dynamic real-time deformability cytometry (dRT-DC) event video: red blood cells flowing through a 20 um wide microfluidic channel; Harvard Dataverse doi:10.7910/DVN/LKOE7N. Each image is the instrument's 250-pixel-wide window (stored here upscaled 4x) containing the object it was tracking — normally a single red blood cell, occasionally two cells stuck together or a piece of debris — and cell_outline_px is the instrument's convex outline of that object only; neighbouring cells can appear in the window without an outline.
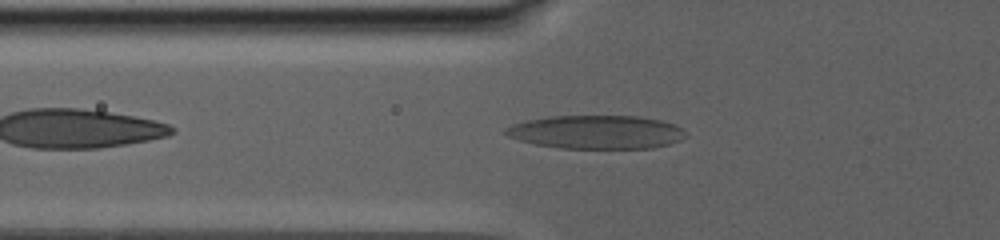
{"species": "human", "species_latin": "Homo sapiens", "temperature_condition": "warm", "stored_images_in_passage": 85, "camera_frame_rate_fps": 3000, "um_per_image_px": 0.085, "donor": {"sex": "male"}, "frame": {"image": 1, "passage_image": 10, "time_ms": 2.0, "image_size_px": [1000, 240], "cell_outline_px": [[688, 136], [680, 140], [668, 144], [652, 148], [560, 148], [536, 144], [520, 140], [508, 136], [504, 132], [504, 128], [512, 124], [524, 120], [548, 116], [636, 116], [660, 120], [676, 124]], "centroid_in_image_um": [50.67, 11.22], "position_along_channel_um": 75.1, "area_um2": 35.2}}
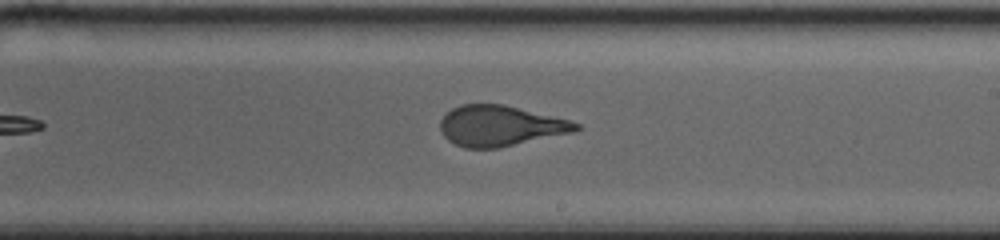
{"frame": {"image": 2, "passage_image": 47, "time_ms": 8.333, "image_size_px": [1000, 240], "cell_outline_px": [[580, 128], [572, 132], [500, 148], [464, 148], [448, 140], [444, 136], [440, 128], [440, 120], [452, 108], [460, 104], [504, 104], [572, 120], [580, 124]], "centroid_in_image_um": [42.53, 10.69], "position_along_channel_um": 246.5, "area_um2": 32.14}}
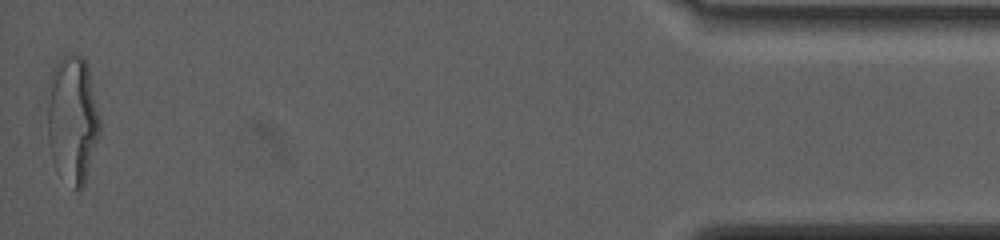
{"frame": {"image": 3, "passage_image": 85, "time_ms": 17.667, "image_size_px": [1000, 240], "cell_outline_px": [[100, 136], [84, 184], [80, 192], [76, 188], [52, 160], [48, 144], [48, 100], [52, 72], [56, 64], [64, 56], [76, 52], [84, 56], [88, 64], [100, 120]], "centroid_in_image_um": [6.19, 10.07], "position_along_channel_um": 429.0, "area_um2": 38.55}, "authors_computed_cell_mechanics": {"area_um2": 33.235, "velocity_mm_per_s": 2.7364, "shape_relaxation_time_tau1_ms": 9.5111, "shape_relaxation_time_tau2_ms": 1.1529, "deformation_change_tau1": 0.2677, "deformation_change_tau2": 0.0878}}